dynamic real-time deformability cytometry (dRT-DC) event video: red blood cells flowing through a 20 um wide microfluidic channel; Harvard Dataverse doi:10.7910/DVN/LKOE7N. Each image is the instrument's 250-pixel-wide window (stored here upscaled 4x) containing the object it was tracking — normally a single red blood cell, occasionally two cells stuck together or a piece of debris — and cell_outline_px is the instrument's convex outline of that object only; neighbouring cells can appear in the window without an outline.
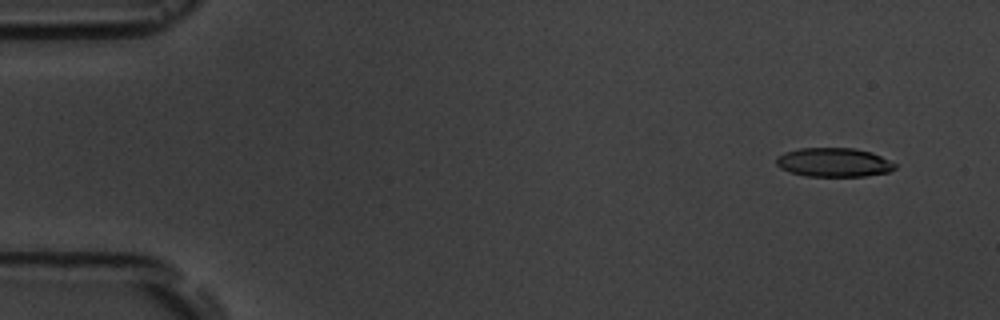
{"species": "common noctule bat (a hibernating species)", "species_latin": "Nyctalus noctula", "temperature_condition": "room temperature", "stored_images_in_passage": 7, "camera_frame_rate_fps": 3000, "um_per_image_px": 0.085, "animal": {"sex": "male", "body_mass_g": 19.5, "forearm_length_mm": 54.6}, "frame": {"image": 1, "passage_image": 2, "time_ms": 1.0, "image_size_px": [1000, 320], "cell_outline_px": [[896, 168], [888, 172], [864, 176], [808, 176], [788, 172], [780, 168], [776, 164], [776, 156], [784, 152], [800, 148], [856, 148], [872, 152], [896, 164]], "centroid_in_image_um": [70.84, 13.8], "position_along_channel_um": 14.2, "area_um2": 20.11}}
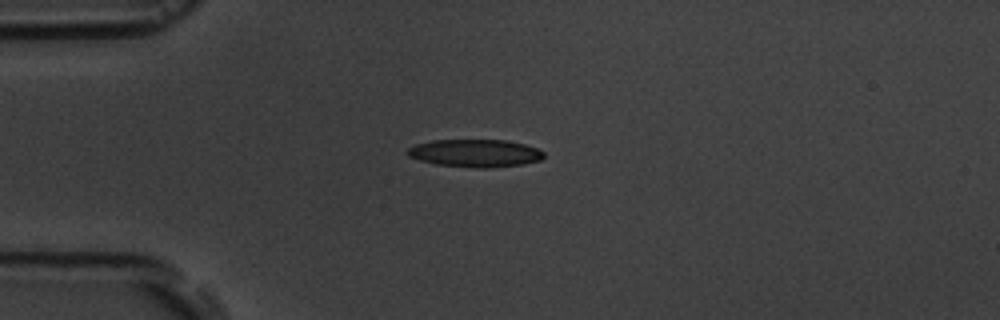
{"frame": {"image": 2, "passage_image": 5, "time_ms": 4.333, "image_size_px": [1000, 320], "cell_outline_px": [[544, 156], [540, 160], [524, 164], [488, 168], [480, 168], [436, 164], [420, 160], [408, 156], [404, 152], [408, 148], [416, 144], [432, 140], [504, 140], [524, 144], [536, 148], [544, 152]], "centroid_in_image_um": [40.37, 13.02], "position_along_channel_um": 44.6, "area_um2": 21.96}}
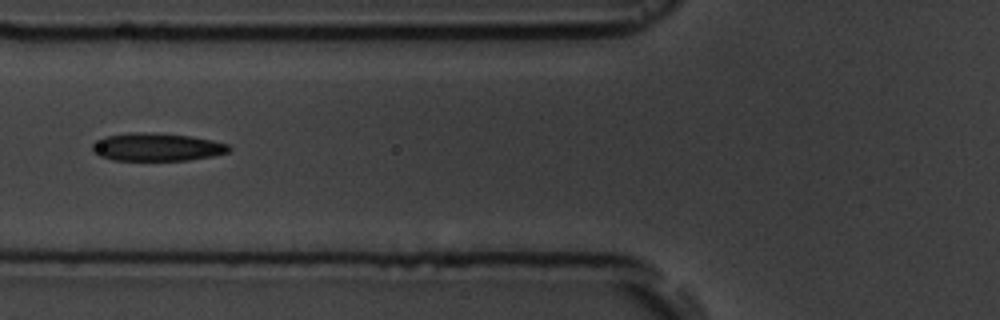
{"frame": {"image": 3, "passage_image": 7, "time_ms": 6.667, "image_size_px": [1000, 320], "cell_outline_px": [[232, 148], [228, 152], [212, 156], [188, 160], [112, 160], [100, 156], [92, 152], [92, 144], [104, 136], [128, 132], [144, 132], [192, 136], [212, 140], [228, 144]], "centroid_in_image_um": [13.31, 12.49], "position_along_channel_um": 112.5, "area_um2": 22.31}}